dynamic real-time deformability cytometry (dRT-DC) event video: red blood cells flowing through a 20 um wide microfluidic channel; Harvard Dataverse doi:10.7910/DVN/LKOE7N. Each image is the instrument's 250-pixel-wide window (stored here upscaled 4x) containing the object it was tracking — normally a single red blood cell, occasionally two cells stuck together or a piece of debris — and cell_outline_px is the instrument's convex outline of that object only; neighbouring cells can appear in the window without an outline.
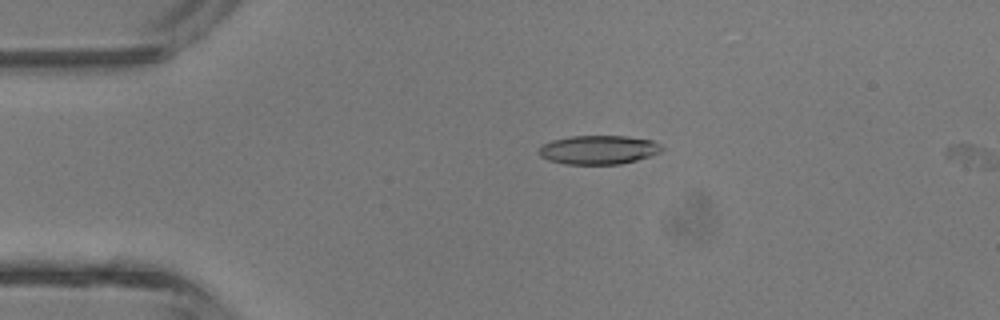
{"species": "common noctule bat (a hibernating species)", "species_latin": "Nyctalus noctula", "temperature_condition": "room temperature", "stored_images_in_passage": 10, "camera_frame_rate_fps": 3000, "um_per_image_px": 0.085, "animal": {"sex": "male", "body_mass_g": 13.3}, "frame": {"image": 1, "passage_image": 9, "time_ms": 2.667, "image_size_px": [1000, 320], "cell_outline_px": [[664, 148], [660, 152], [636, 160], [620, 164], [564, 164], [548, 160], [540, 156], [540, 148], [544, 144], [552, 140], [572, 136], [628, 136], [652, 140], [660, 144]], "centroid_in_image_um": [50.89, 12.73], "position_along_channel_um": 34.1, "area_um2": 20.58}}